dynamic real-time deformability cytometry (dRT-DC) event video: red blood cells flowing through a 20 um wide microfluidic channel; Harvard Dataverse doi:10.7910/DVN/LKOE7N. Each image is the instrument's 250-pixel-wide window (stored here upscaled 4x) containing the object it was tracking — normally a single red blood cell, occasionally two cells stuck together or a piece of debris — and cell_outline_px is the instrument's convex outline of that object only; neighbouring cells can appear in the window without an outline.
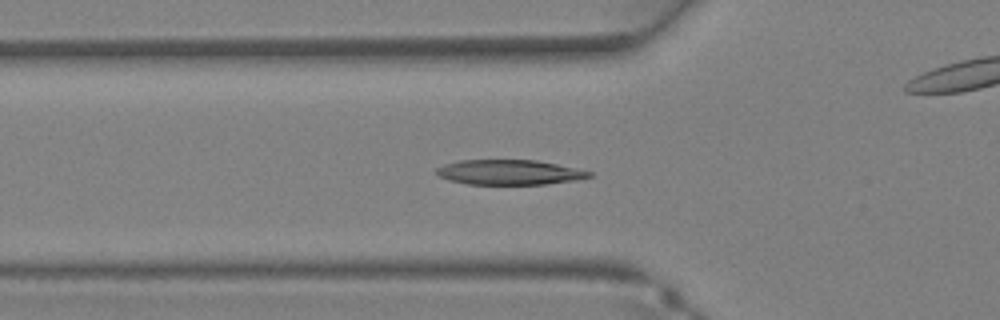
{"species": "Egyptian fruit bat (a non-hibernating species)", "species_latin": "Rousettus aegyptiacus", "temperature_condition": "warm", "stored_images_in_passage": 38, "camera_frame_rate_fps": 3000, "um_per_image_px": 0.085, "animal": {"sex": "female"}, "frame": {"image": 1, "passage_image": 13, "time_ms": 4.0, "image_size_px": [1000, 320], "cell_outline_px": [[592, 176], [572, 180], [544, 184], [468, 184], [452, 180], [440, 176], [436, 172], [436, 168], [444, 164], [460, 160], [536, 160], [556, 164], [592, 172]], "centroid_in_image_um": [43.26, 14.63], "position_along_channel_um": 82.5, "area_um2": 21.79}}
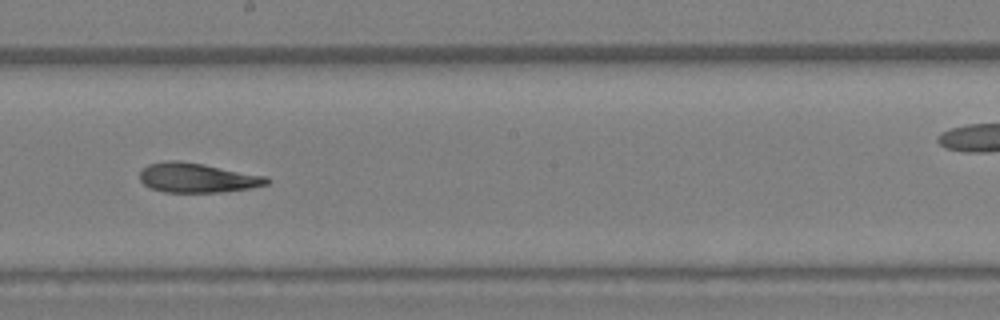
{"frame": {"image": 2, "passage_image": 21, "time_ms": 6.667, "image_size_px": [1000, 320], "cell_outline_px": [[272, 180], [268, 184], [248, 188], [220, 192], [164, 192], [152, 188], [144, 184], [140, 180], [140, 172], [148, 164], [168, 160], [176, 160], [200, 164], [264, 176]], "centroid_in_image_um": [16.73, 15.12], "position_along_channel_um": 231.5, "area_um2": 21.39}}
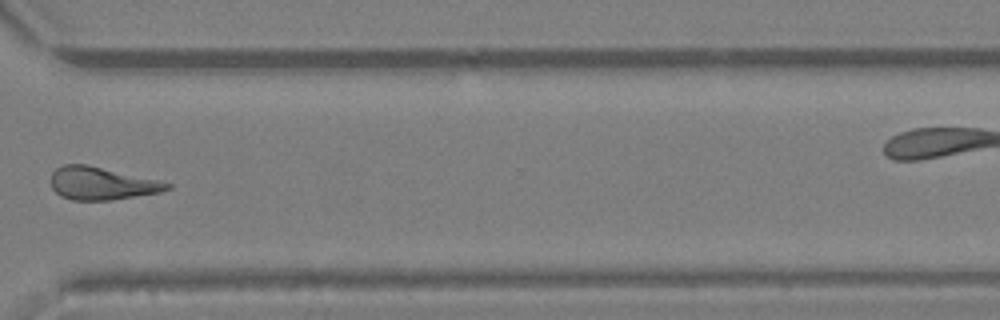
{"frame": {"image": 3, "passage_image": 28, "time_ms": 9.0, "image_size_px": [1000, 320], "cell_outline_px": [[172, 188], [160, 192], [112, 200], [72, 200], [60, 196], [52, 188], [52, 172], [56, 168], [64, 164], [88, 164], [160, 180], [172, 184]], "centroid_in_image_um": [8.66, 15.58], "position_along_channel_um": 361.9, "area_um2": 22.31}}